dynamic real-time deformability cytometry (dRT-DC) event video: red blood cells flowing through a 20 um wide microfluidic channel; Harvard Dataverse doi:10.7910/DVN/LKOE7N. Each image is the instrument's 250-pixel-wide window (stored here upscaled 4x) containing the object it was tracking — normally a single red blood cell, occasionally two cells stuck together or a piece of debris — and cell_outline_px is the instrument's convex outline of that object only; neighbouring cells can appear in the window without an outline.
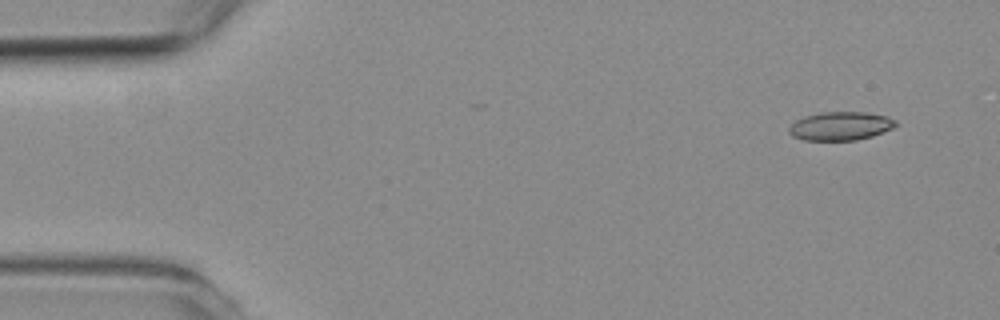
{"species": "common noctule bat (a hibernating species)", "species_latin": "Nyctalus noctula", "temperature_condition": "room temperature", "stored_images_in_passage": 6, "camera_frame_rate_fps": 3000, "um_per_image_px": 0.085, "animal": {"sex": "female", "body_mass_g": 19.3, "forearm_length_mm": 54.1}, "frame": {"image": 1, "passage_image": 1, "time_ms": 0.0, "image_size_px": [1000, 320], "cell_outline_px": [[900, 124], [892, 128], [872, 136], [856, 140], [804, 140], [792, 136], [788, 132], [788, 128], [796, 120], [804, 116], [820, 112], [868, 112], [888, 116], [896, 120]], "centroid_in_image_um": [71.46, 10.7], "position_along_channel_um": 13.5, "area_um2": 17.92}}
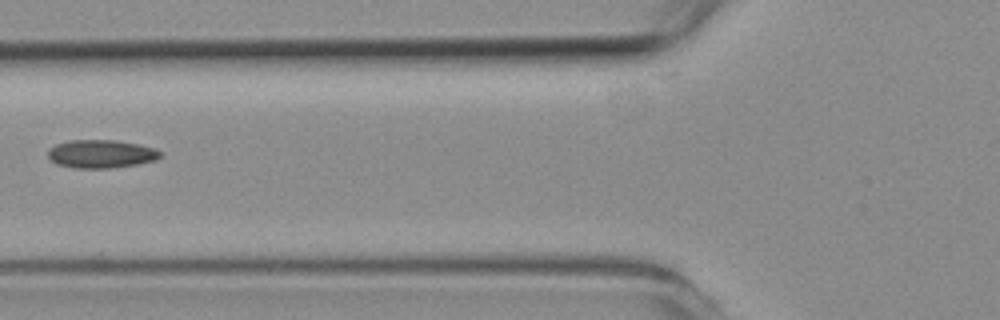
{"frame": {"image": 2, "passage_image": 5, "time_ms": 5.667, "image_size_px": [1000, 320], "cell_outline_px": [[164, 152], [156, 160], [136, 164], [112, 168], [76, 168], [56, 164], [48, 156], [48, 148], [56, 144], [68, 140], [116, 140], [136, 144], [152, 148]], "centroid_in_image_um": [8.57, 13.08], "position_along_channel_um": 117.2, "area_um2": 18.44}}
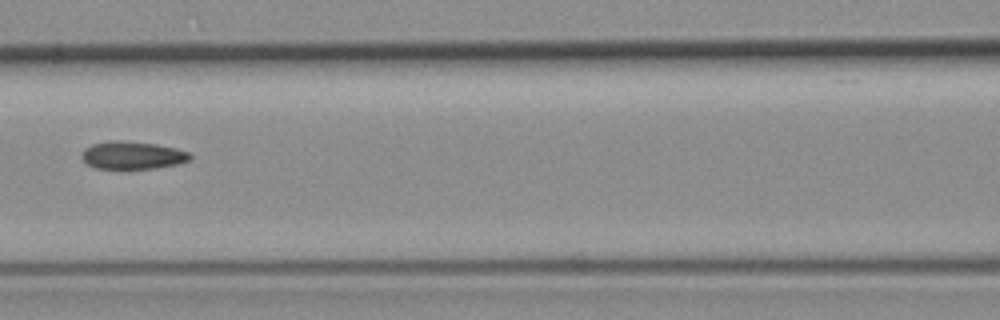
{"frame": {"image": 3, "passage_image": 6, "time_ms": 6.667, "image_size_px": [1000, 320], "cell_outline_px": [[192, 156], [188, 160], [176, 164], [156, 168], [96, 168], [88, 164], [80, 156], [80, 152], [84, 148], [92, 144], [108, 140], [120, 140], [156, 144], [176, 148], [188, 152]], "centroid_in_image_um": [11.21, 13.18], "position_along_channel_um": 155.4, "area_um2": 17.46}}